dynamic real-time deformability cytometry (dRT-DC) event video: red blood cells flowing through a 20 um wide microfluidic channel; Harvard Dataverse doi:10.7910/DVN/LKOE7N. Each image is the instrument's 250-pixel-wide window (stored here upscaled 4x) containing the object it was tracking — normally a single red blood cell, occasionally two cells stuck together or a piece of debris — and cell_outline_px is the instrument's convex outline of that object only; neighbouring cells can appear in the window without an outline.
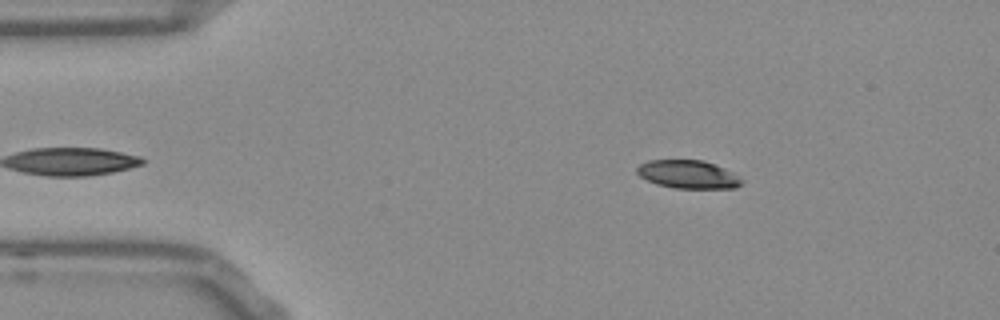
{"species": "Egyptian fruit bat (a non-hibernating species)", "species_latin": "Rousettus aegyptiacus", "temperature_condition": "room temperature", "stored_images_in_passage": 40, "camera_frame_rate_fps": 3000, "um_per_image_px": 0.085, "frame": {"image": 1, "passage_image": 3, "time_ms": 0.667, "image_size_px": [1000, 320], "cell_outline_px": [[744, 184], [736, 188], [676, 188], [656, 184], [640, 176], [636, 172], [636, 168], [640, 164], [648, 160], [704, 160], [724, 168], [732, 172], [744, 180]], "centroid_in_image_um": [58.51, 14.82], "position_along_channel_um": 26.5, "area_um2": 17.28}}
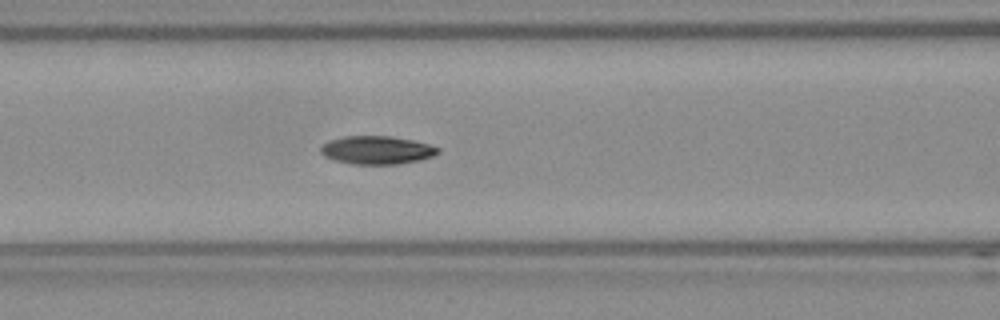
{"frame": {"image": 2, "passage_image": 16, "time_ms": 5.0, "image_size_px": [1000, 320], "cell_outline_px": [[440, 152], [432, 156], [420, 160], [396, 164], [352, 164], [332, 160], [324, 156], [320, 152], [320, 148], [324, 144], [332, 140], [344, 136], [388, 136], [412, 140], [428, 144], [440, 148]], "centroid_in_image_um": [32.02, 12.76], "position_along_channel_um": 134.6, "area_um2": 19.19}}
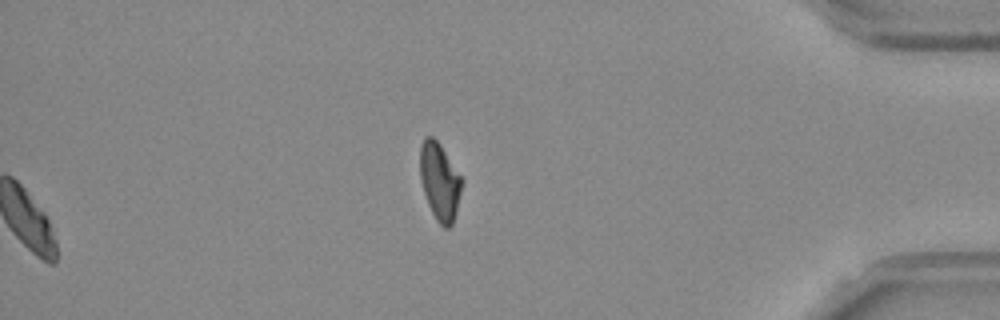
{"frame": {"image": 3, "passage_image": 40, "time_ms": 13.0, "image_size_px": [1000, 320], "cell_outline_px": [[464, 180], [456, 212], [452, 224], [448, 228], [444, 228], [436, 220], [428, 204], [424, 192], [420, 176], [420, 144], [424, 136], [432, 136], [440, 144]], "centroid_in_image_um": [37.38, 15.41], "position_along_channel_um": 397.8, "area_um2": 18.9}, "authors_computed_cell_mechanics": {"area_um2": 19.3052, "velocity_mm_per_s": 3.7879, "shape_relaxation_time_tau1_ms": 3.4857, "shape_relaxation_time_tau2_ms": 5.6471, "deformation_change_tau1": 0.1469, "deformation_change_tau2": 0.0998}}